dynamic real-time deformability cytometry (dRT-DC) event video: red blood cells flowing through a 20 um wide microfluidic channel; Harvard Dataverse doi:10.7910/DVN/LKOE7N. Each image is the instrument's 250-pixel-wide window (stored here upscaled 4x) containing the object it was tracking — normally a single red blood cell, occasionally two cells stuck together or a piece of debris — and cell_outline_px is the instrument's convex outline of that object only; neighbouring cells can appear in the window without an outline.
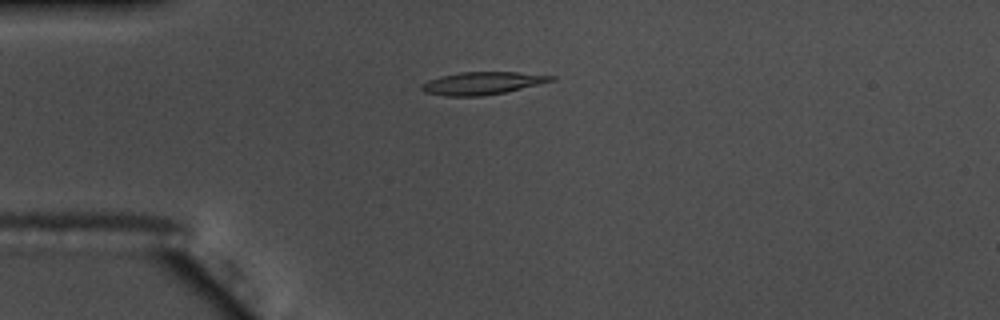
{"species": "common noctule bat (a hibernating species)", "species_latin": "Nyctalus noctula", "temperature_condition": "warm", "stored_images_in_passage": 42, "camera_frame_rate_fps": 3000, "um_per_image_px": 0.085, "animal": {"sex": "male", "body_mass_g": 17.5, "forearm_length_mm": 52.3}, "frame": {"image": 1, "passage_image": 1, "time_ms": 0.0, "image_size_px": [1000, 320], "cell_outline_px": [[556, 80], [504, 92], [484, 96], [444, 96], [424, 92], [420, 88], [420, 84], [428, 80], [440, 76], [460, 72], [516, 72], [556, 76]], "centroid_in_image_um": [40.95, 7.07], "position_along_channel_um": 44.0, "area_um2": 17.11}}
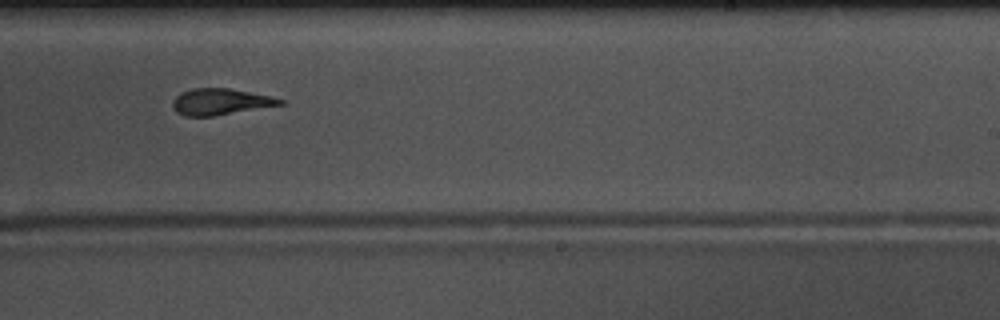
{"frame": {"image": 2, "passage_image": 21, "time_ms": 6.667, "image_size_px": [1000, 320], "cell_outline_px": [[284, 104], [216, 116], [184, 116], [176, 112], [172, 108], [172, 100], [180, 92], [192, 88], [228, 88], [272, 96], [284, 100]], "centroid_in_image_um": [18.71, 8.65], "position_along_channel_um": 270.3, "area_um2": 16.65}}
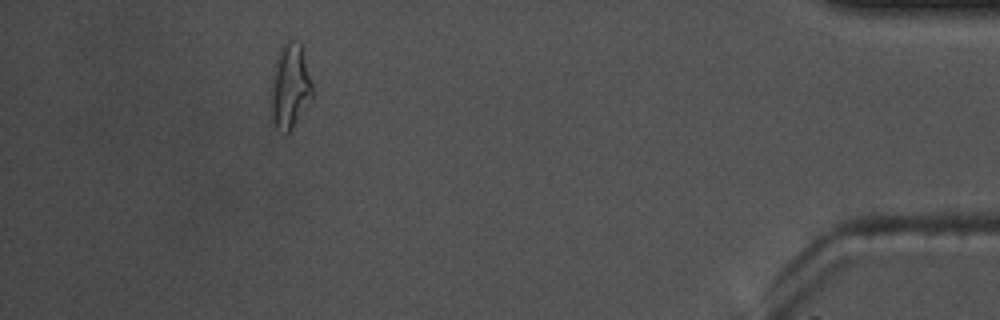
{"frame": {"image": 3, "passage_image": 37, "time_ms": 12.0, "image_size_px": [1000, 320], "cell_outline_px": [[316, 92], [292, 128], [284, 136], [276, 128], [268, 108], [268, 100], [272, 76], [276, 60], [280, 48], [288, 40], [292, 40], [300, 44]], "centroid_in_image_um": [24.63, 7.41], "position_along_channel_um": 410.6, "area_um2": 21.1}, "authors_computed_cell_mechanics": {"area_um2": 17.4556, "velocity_mm_per_s": 3.7095, "shape_relaxation_time_tau1_ms": 4.568, "shape_relaxation_time_tau2_ms": 1.4578, "deformation_change_tau1": 0.1959, "deformation_change_tau2": 0.1177}}